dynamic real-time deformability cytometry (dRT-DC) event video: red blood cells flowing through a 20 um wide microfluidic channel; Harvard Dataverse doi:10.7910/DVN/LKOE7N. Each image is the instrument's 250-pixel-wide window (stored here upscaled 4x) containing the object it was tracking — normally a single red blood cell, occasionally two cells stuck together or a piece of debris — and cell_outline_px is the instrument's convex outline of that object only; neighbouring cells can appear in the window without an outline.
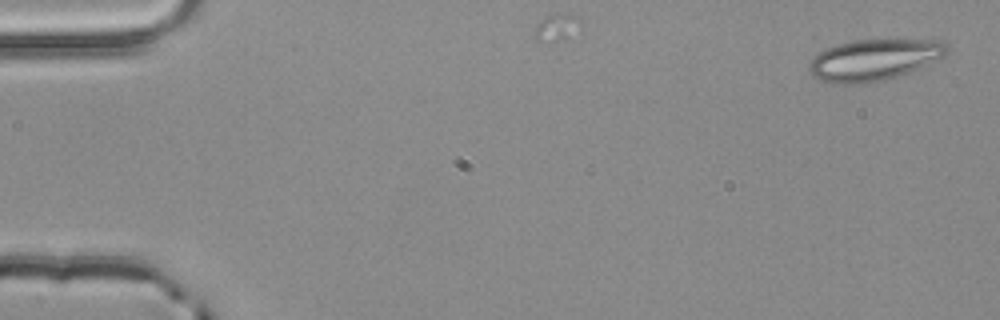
{"species": "common noctule bat (a hibernating species)", "species_latin": "Nyctalus noctula", "temperature_condition": "room temperature", "stored_images_in_passage": 3, "camera_frame_rate_fps": 3000, "um_per_image_px": 0.085, "animal": {"sex": "male", "body_mass_g": 20.4}, "frame": {"image": 1, "passage_image": 1, "time_ms": 0.0, "image_size_px": [1000, 320], "cell_outline_px": [[948, 52], [944, 56], [908, 72], [884, 80], [856, 84], [832, 84], [820, 80], [812, 76], [808, 72], [808, 68], [812, 60], [820, 52], [836, 44], [856, 40], [940, 40], [948, 44]], "centroid_in_image_um": [74.26, 5.09], "position_along_channel_um": 10.7, "area_um2": 32.89}}